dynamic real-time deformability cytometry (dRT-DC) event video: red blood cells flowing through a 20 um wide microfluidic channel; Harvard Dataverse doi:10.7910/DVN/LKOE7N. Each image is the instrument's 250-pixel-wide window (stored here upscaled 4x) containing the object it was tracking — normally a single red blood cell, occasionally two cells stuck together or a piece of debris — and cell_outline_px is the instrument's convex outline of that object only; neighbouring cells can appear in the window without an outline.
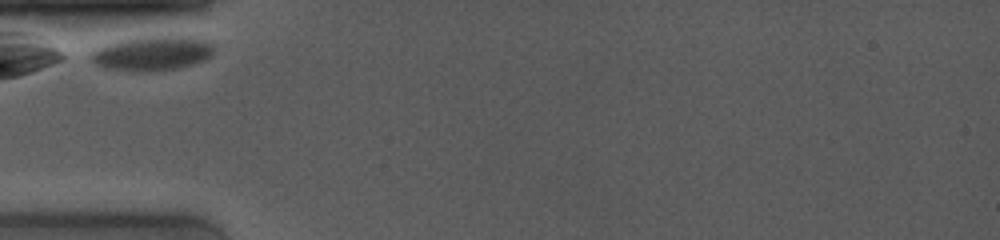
{"species": "common noctule bat (a hibernating species)", "species_latin": "Nyctalus noctula", "temperature_condition": "room temperature", "stored_images_in_passage": 6, "camera_frame_rate_fps": 4000, "um_per_image_px": 0.085, "animal": {"sex": "female", "body_mass_g": 19.0, "forearm_length_mm": 53.3}, "frame": {"image": 1, "passage_image": 1, "time_ms": 0.0, "image_size_px": [1000, 240], "cell_outline_px": [[212, 56], [204, 60], [180, 68], [156, 72], [128, 72], [108, 68], [96, 64], [88, 56], [96, 48], [104, 44], [116, 40], [136, 36], [188, 36], [208, 40], [212, 44]], "centroid_in_image_um": [12.91, 4.53], "position_along_channel_um": 72.1, "area_um2": 25.43}}